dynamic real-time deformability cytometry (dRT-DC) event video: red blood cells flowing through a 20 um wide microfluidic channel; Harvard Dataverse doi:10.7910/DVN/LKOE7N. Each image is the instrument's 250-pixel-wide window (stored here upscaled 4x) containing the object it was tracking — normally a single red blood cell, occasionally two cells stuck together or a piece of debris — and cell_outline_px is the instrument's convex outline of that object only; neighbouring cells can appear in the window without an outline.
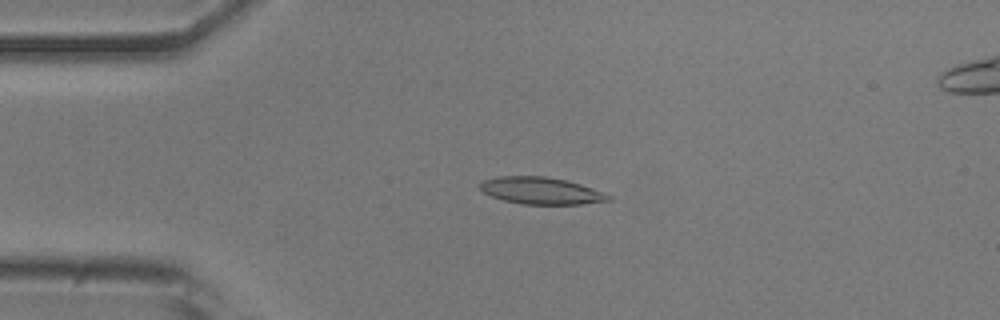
{"species": "common noctule bat (a hibernating species)", "species_latin": "Nyctalus noctula", "temperature_condition": "room temperature", "stored_images_in_passage": 51, "camera_frame_rate_fps": 3000, "um_per_image_px": 0.085, "animal": {"sex": "male", "body_mass_g": 20.5, "forearm_length_mm": 52.5}, "frame": {"image": 1, "passage_image": 11, "time_ms": 3.333, "image_size_px": [1000, 320], "cell_outline_px": [[612, 200], [580, 204], [520, 204], [504, 200], [492, 196], [484, 192], [480, 188], [480, 184], [484, 180], [496, 176], [544, 176], [564, 180], [580, 184], [612, 196]], "centroid_in_image_um": [45.97, 16.21], "position_along_channel_um": 39.0, "area_um2": 19.94}}
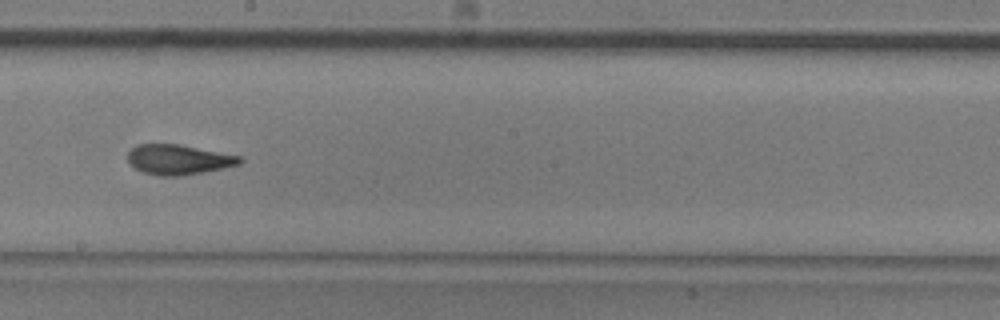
{"frame": {"image": 2, "passage_image": 28, "time_ms": 9.0, "image_size_px": [1000, 320], "cell_outline_px": [[244, 160], [240, 164], [224, 168], [184, 176], [160, 176], [144, 172], [136, 168], [128, 160], [128, 152], [136, 144], [180, 144], [240, 156]], "centroid_in_image_um": [15.2, 13.56], "position_along_channel_um": 233.0, "area_um2": 19.59}}
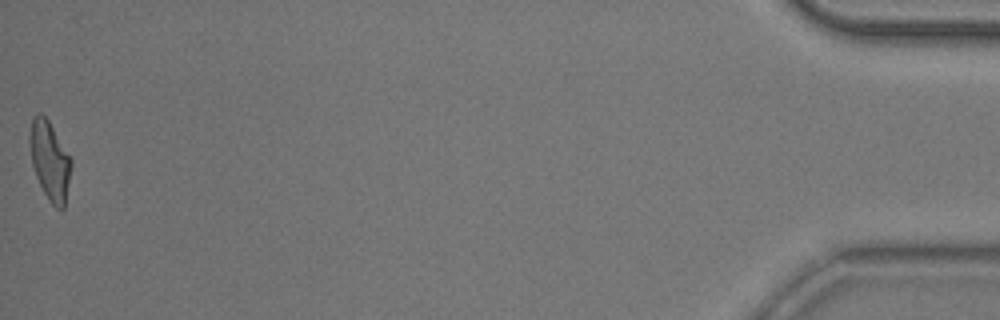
{"frame": {"image": 3, "passage_image": 51, "time_ms": 16.667, "image_size_px": [1000, 320], "cell_outline_px": [[72, 164], [64, 208], [56, 208], [48, 200], [36, 176], [32, 164], [28, 140], [28, 136], [32, 116], [40, 112], [48, 120], [72, 160]], "centroid_in_image_um": [4.21, 13.62], "position_along_channel_um": 431.0, "area_um2": 18.96}, "authors_computed_cell_mechanics": {"area_um2": 19.652, "velocity_mm_per_s": 3.8923, "shape_relaxation_time_tau1_ms": 8.551, "shape_relaxation_time_tau2_ms": 2.2827, "deformation_change_tau1": 0.2538, "deformation_change_tau2": 0.1148}}